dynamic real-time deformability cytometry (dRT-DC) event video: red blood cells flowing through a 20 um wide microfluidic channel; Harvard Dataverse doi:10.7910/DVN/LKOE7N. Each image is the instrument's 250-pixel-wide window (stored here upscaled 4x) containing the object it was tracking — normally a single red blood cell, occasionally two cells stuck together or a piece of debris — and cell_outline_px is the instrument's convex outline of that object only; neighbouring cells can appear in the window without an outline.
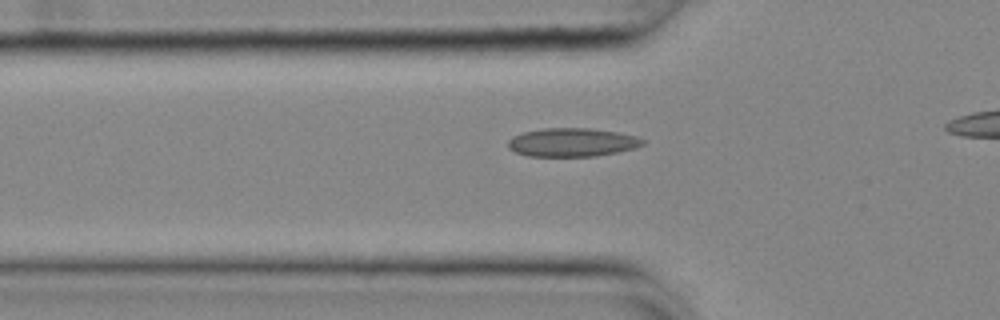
{"species": "common noctule bat (a hibernating species)", "species_latin": "Nyctalus noctula", "temperature_condition": "cold", "stored_images_in_passage": 38, "camera_frame_rate_fps": 3000, "um_per_image_px": 0.085, "animal": {"sex": "female", "body_mass_g": 25.1}, "frame": {"image": 1, "passage_image": 11, "time_ms": 3.333, "image_size_px": [1000, 320], "cell_outline_px": [[648, 140], [644, 144], [636, 148], [596, 156], [528, 156], [516, 152], [508, 148], [508, 140], [512, 136], [524, 132], [544, 128], [588, 128], [616, 132], [636, 136]], "centroid_in_image_um": [48.65, 12.1], "position_along_channel_um": 77.2, "area_um2": 22.43}}
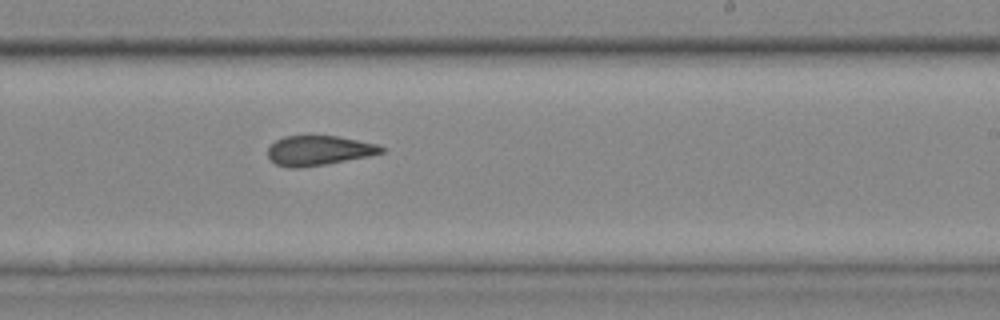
{"frame": {"image": 2, "passage_image": 26, "time_ms": 8.333, "image_size_px": [1000, 320], "cell_outline_px": [[384, 152], [368, 156], [324, 164], [300, 168], [288, 168], [276, 164], [268, 156], [268, 148], [276, 140], [284, 136], [336, 136], [376, 144], [384, 148]], "centroid_in_image_um": [27.06, 12.8], "position_along_channel_um": 261.9, "area_um2": 19.36}}
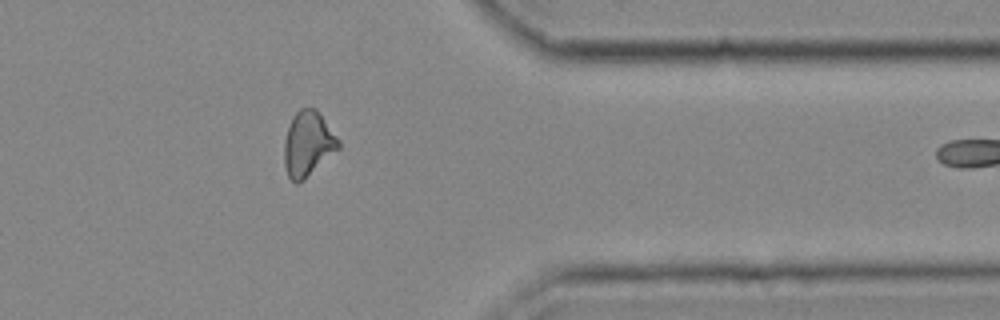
{"frame": {"image": 3, "passage_image": 37, "time_ms": 12.0, "image_size_px": [1000, 320], "cell_outline_px": [[340, 148], [304, 180], [296, 184], [288, 176], [284, 164], [284, 140], [292, 116], [300, 108], [316, 108], [340, 140]], "centroid_in_image_um": [26.18, 12.23], "position_along_channel_um": 385.2, "area_um2": 20.63}}